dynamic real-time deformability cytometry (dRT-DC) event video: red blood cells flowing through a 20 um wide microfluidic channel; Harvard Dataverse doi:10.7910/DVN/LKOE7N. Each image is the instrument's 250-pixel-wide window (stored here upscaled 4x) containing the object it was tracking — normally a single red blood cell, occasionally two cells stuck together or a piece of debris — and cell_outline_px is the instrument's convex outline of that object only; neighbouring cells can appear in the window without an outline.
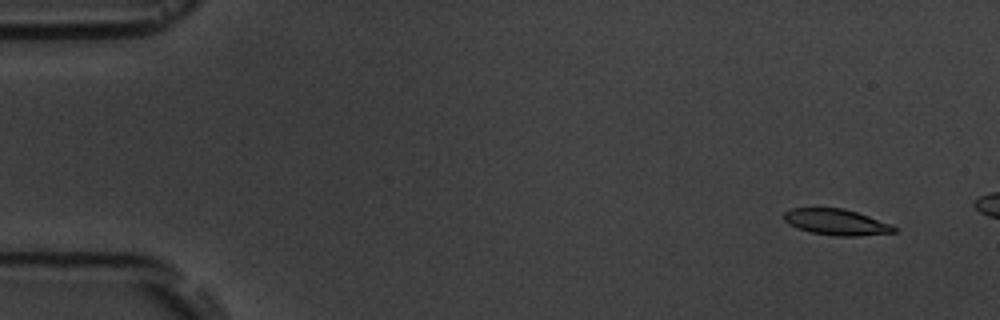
{"species": "common noctule bat (a hibernating species)", "species_latin": "Nyctalus noctula", "temperature_condition": "room temperature", "stored_images_in_passage": 4, "camera_frame_rate_fps": 3000, "um_per_image_px": 0.085, "animal": {"sex": "male", "body_mass_g": 19.5, "forearm_length_mm": 54.6}, "frame": {"image": 1, "passage_image": 1, "time_ms": 0.0, "image_size_px": [1000, 320], "cell_outline_px": [[896, 232], [856, 236], [836, 236], [812, 232], [796, 228], [788, 224], [784, 220], [784, 212], [788, 208], [844, 208], [892, 224], [896, 228]], "centroid_in_image_um": [71.06, 18.87], "position_along_channel_um": 13.9, "area_um2": 16.7}}